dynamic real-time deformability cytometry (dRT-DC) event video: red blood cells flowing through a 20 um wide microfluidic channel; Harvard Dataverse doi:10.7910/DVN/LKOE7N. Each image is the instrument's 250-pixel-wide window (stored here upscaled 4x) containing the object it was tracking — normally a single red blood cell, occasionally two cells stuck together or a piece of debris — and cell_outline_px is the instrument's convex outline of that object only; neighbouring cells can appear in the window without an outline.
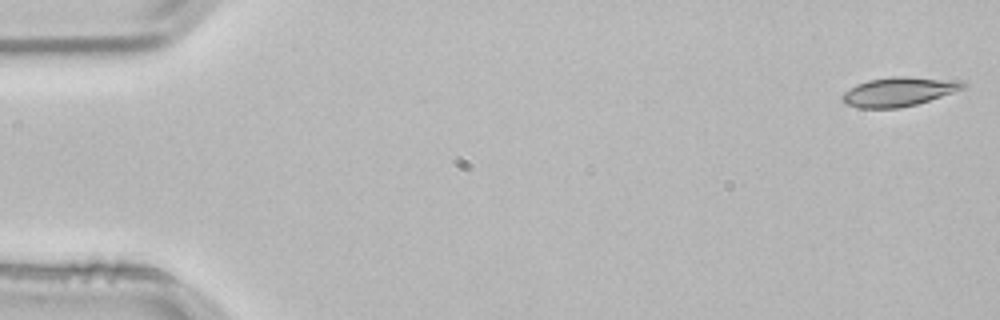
{"species": "common noctule bat (a hibernating species)", "species_latin": "Nyctalus noctula", "temperature_condition": "room temperature", "stored_images_in_passage": 52, "camera_frame_rate_fps": 3000, "um_per_image_px": 0.085, "animal": {"sex": "male", "body_mass_g": 21.5, "forearm_length_mm": 52.0}, "frame": {"image": 1, "passage_image": 1, "time_ms": 0.0, "image_size_px": [1000, 320], "cell_outline_px": [[968, 84], [964, 88], [916, 104], [900, 108], [860, 108], [848, 104], [840, 100], [840, 96], [844, 92], [856, 84], [868, 80], [892, 76], [908, 76], [964, 80]], "centroid_in_image_um": [76.4, 7.77], "position_along_channel_um": 8.6, "area_um2": 20.63}}
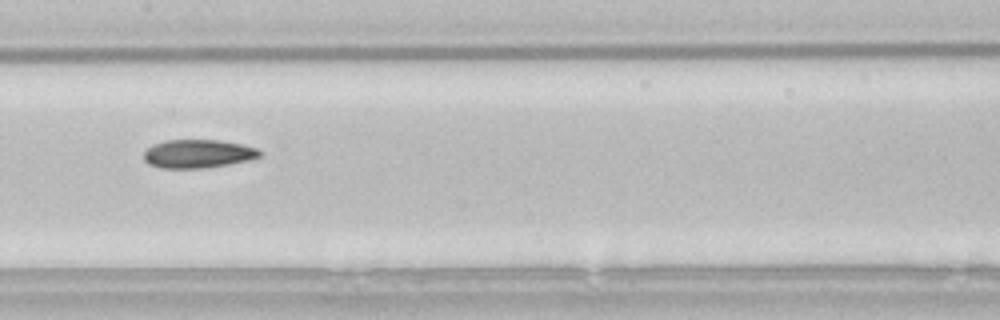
{"frame": {"image": 2, "passage_image": 26, "time_ms": 8.333, "image_size_px": [1000, 320], "cell_outline_px": [[264, 156], [248, 160], [228, 164], [204, 168], [160, 168], [148, 164], [144, 160], [144, 152], [152, 144], [164, 140], [220, 140], [244, 144], [256, 148], [264, 152]], "centroid_in_image_um": [16.86, 13.06], "position_along_channel_um": 190.5, "area_um2": 19.48}}
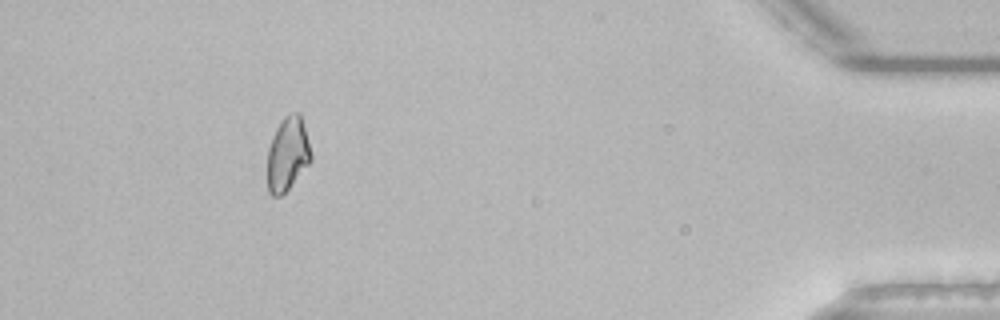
{"frame": {"image": 3, "passage_image": 48, "time_ms": 15.667, "image_size_px": [1000, 320], "cell_outline_px": [[312, 160], [288, 188], [280, 196], [272, 196], [268, 192], [268, 148], [272, 136], [276, 128], [284, 116], [288, 112], [300, 112], [308, 140], [312, 156]], "centroid_in_image_um": [24.44, 13.05], "position_along_channel_um": 410.8, "area_um2": 18.67}, "authors_computed_cell_mechanics": {"area_um2": 19.4208, "velocity_mm_per_s": 3.8348, "shape_relaxation_time_tau1_ms": null, "shape_relaxation_time_tau2_ms": 4.2707, "deformation_change_tau1": null, "deformation_change_tau2": 0.1009}}